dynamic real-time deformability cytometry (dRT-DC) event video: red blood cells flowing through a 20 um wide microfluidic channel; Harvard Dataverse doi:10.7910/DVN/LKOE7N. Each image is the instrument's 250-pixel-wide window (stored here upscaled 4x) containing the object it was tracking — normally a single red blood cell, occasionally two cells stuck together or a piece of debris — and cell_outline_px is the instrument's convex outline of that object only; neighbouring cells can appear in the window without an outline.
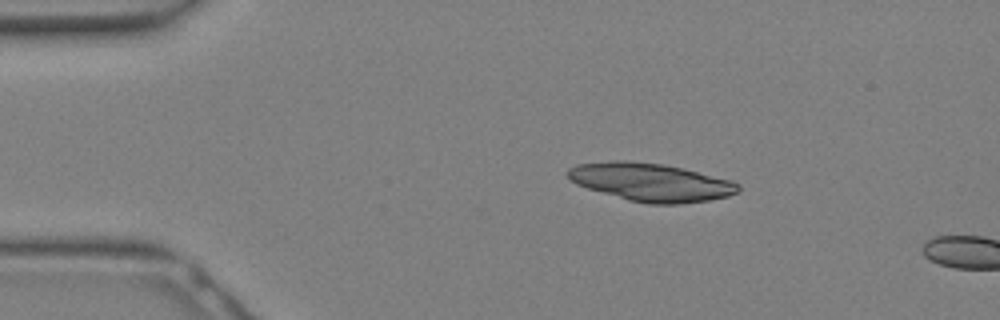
{"species": "Egyptian fruit bat (a non-hibernating species)", "species_latin": "Rousettus aegyptiacus", "temperature_condition": "warm", "stored_images_in_passage": 3, "camera_frame_rate_fps": 3000, "um_per_image_px": 0.085, "animal": {"sex": "female"}, "frame": {"image": 1, "passage_image": 1, "time_ms": 0.0, "image_size_px": [1000, 320], "cell_outline_px": [[740, 192], [728, 196], [708, 200], [680, 204], [648, 204], [628, 200], [588, 188], [576, 184], [568, 176], [568, 168], [576, 164], [612, 160], [628, 160], [660, 164], [680, 168], [732, 180], [740, 184]], "centroid_in_image_um": [55.33, 15.49], "position_along_channel_um": 29.7, "area_um2": 37.69}}